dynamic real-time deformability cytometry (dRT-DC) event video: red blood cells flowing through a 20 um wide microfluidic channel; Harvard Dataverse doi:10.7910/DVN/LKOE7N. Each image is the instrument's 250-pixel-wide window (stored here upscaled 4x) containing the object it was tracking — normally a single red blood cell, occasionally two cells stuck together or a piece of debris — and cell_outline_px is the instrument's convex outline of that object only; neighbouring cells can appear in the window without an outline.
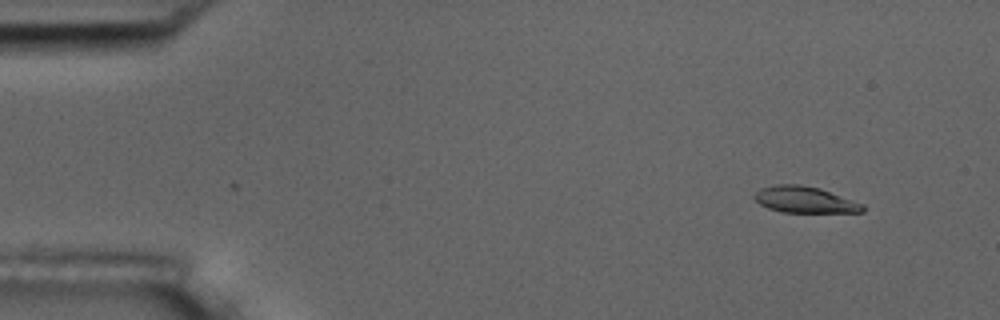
{"species": "common noctule bat (a hibernating species)", "species_latin": "Nyctalus noctula", "temperature_condition": "room temperature", "stored_images_in_passage": 4, "camera_frame_rate_fps": 3000, "um_per_image_px": 0.085, "animal": {"sex": "male", "body_mass_g": 17.5, "forearm_length_mm": 52.3}, "frame": {"image": 1, "passage_image": 1, "time_ms": 0.0, "image_size_px": [1000, 320], "cell_outline_px": [[864, 212], [780, 212], [768, 208], [760, 204], [752, 196], [760, 188], [776, 184], [800, 184], [820, 188], [864, 204]], "centroid_in_image_um": [68.39, 16.97], "position_along_channel_um": 16.6, "area_um2": 16.65}}
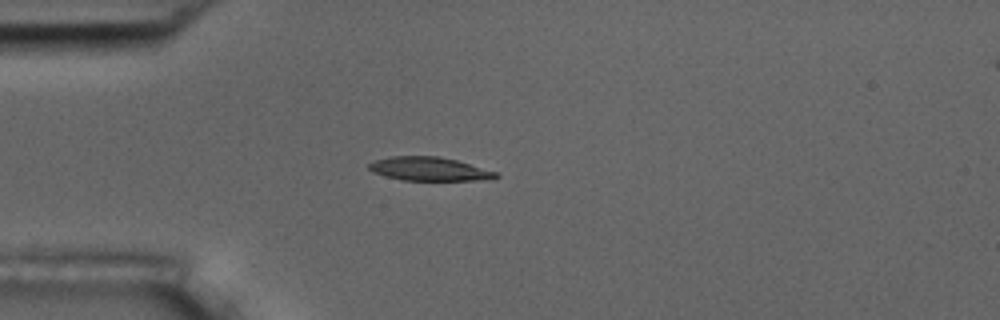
{"frame": {"image": 2, "passage_image": 4, "time_ms": 3.333, "image_size_px": [1000, 320], "cell_outline_px": [[500, 176], [492, 180], [404, 180], [384, 176], [372, 172], [368, 168], [368, 164], [376, 160], [392, 156], [440, 156], [456, 160], [496, 172]], "centroid_in_image_um": [36.49, 14.36], "position_along_channel_um": 48.5, "area_um2": 17.46}}